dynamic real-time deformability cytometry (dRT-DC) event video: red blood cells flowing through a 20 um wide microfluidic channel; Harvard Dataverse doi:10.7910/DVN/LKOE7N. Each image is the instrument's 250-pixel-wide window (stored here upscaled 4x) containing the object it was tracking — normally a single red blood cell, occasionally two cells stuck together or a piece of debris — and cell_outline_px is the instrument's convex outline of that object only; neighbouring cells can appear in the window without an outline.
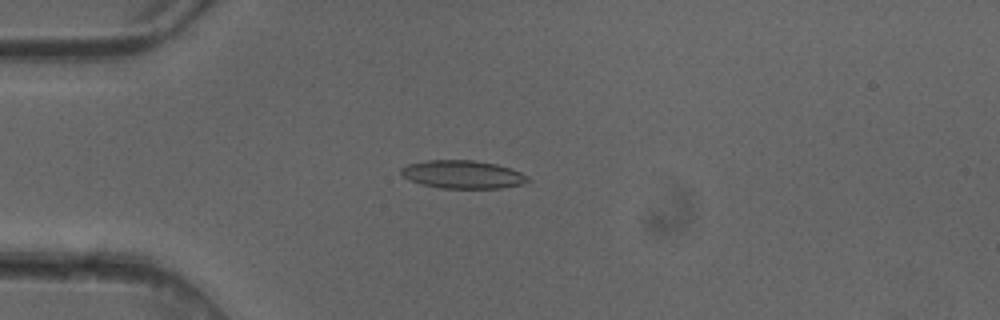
{"species": "common noctule bat (a hibernating species)", "species_latin": "Nyctalus noctula", "temperature_condition": "cold", "stored_images_in_passage": 4, "camera_frame_rate_fps": 3000, "um_per_image_px": 0.085, "animal": {"sex": "female"}, "frame": {"image": 1, "passage_image": 4, "time_ms": 1.0, "image_size_px": [1000, 320], "cell_outline_px": [[532, 180], [524, 184], [500, 188], [440, 188], [420, 184], [408, 180], [400, 172], [400, 168], [408, 164], [428, 160], [472, 160], [496, 164], [512, 168], [528, 176]], "centroid_in_image_um": [39.35, 14.83], "position_along_channel_um": 45.7, "area_um2": 20.92}}